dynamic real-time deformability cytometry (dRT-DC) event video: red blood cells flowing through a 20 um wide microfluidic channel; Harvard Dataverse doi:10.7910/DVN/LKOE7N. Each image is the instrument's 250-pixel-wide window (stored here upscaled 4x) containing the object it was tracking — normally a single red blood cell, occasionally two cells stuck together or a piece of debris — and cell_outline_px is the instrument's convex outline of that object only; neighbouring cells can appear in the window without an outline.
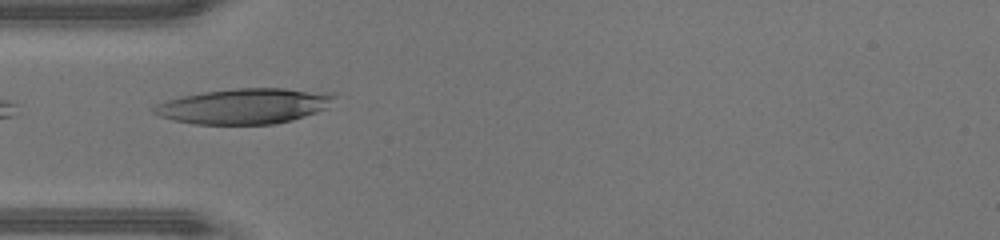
{"species": "human", "species_latin": "Homo sapiens", "temperature_condition": "warm", "stored_images_in_passage": 29, "camera_frame_rate_fps": 3000, "um_per_image_px": 0.085, "donor": {"sex": "male"}, "frame": {"image": 1, "passage_image": 1, "time_ms": 0.0, "image_size_px": [1000, 240], "cell_outline_px": [[336, 96], [328, 108], [292, 120], [272, 124], [196, 124], [172, 120], [160, 116], [152, 112], [152, 108], [156, 104], [168, 100], [184, 96], [204, 92], [236, 88], [284, 88], [336, 92]], "centroid_in_image_um": [20.82, 9.01], "position_along_channel_um": 64.2, "area_um2": 37.28}}
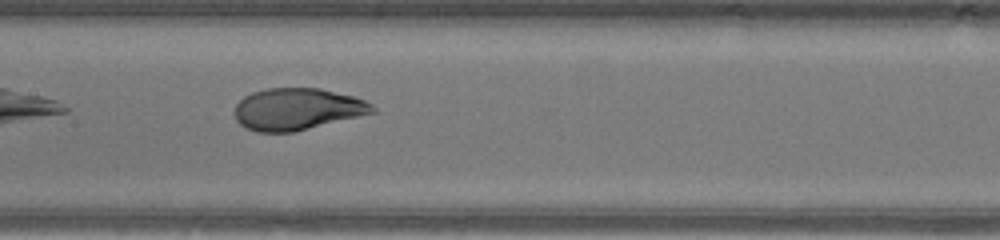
{"frame": {"image": 2, "passage_image": 9, "time_ms": 2.667, "image_size_px": [1000, 240], "cell_outline_px": [[376, 112], [292, 132], [256, 132], [244, 128], [236, 120], [236, 104], [244, 96], [252, 92], [264, 88], [320, 88], [352, 96], [364, 100], [372, 104], [376, 108]], "centroid_in_image_um": [25.24, 9.27], "position_along_channel_um": 182.2, "area_um2": 33.47}}
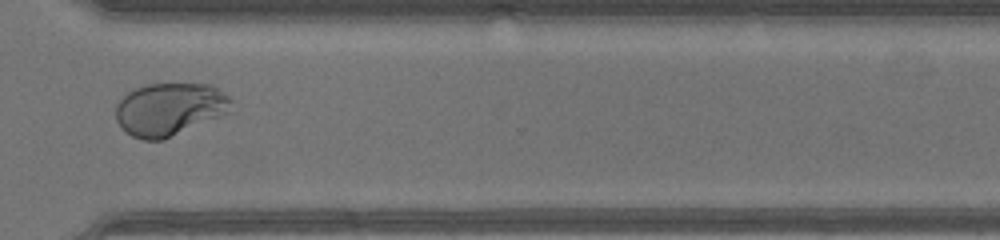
{"frame": {"image": 3, "passage_image": 21, "time_ms": 6.667, "image_size_px": [1000, 240], "cell_outline_px": [[232, 100], [224, 112], [220, 116], [164, 140], [144, 140], [132, 136], [116, 120], [116, 104], [128, 92], [136, 88], [148, 84], [212, 84], [228, 96]], "centroid_in_image_um": [14.38, 9.28], "position_along_channel_um": 356.2, "area_um2": 34.97}, "authors_computed_cell_mechanics": {"area_um2": 34.4488, "velocity_mm_per_s": 4.3695, "shape_relaxation_time_tau1_ms": 4.9091, "shape_relaxation_time_tau2_ms": null, "deformation_change_tau1": 0.2854, "deformation_change_tau2": null}}